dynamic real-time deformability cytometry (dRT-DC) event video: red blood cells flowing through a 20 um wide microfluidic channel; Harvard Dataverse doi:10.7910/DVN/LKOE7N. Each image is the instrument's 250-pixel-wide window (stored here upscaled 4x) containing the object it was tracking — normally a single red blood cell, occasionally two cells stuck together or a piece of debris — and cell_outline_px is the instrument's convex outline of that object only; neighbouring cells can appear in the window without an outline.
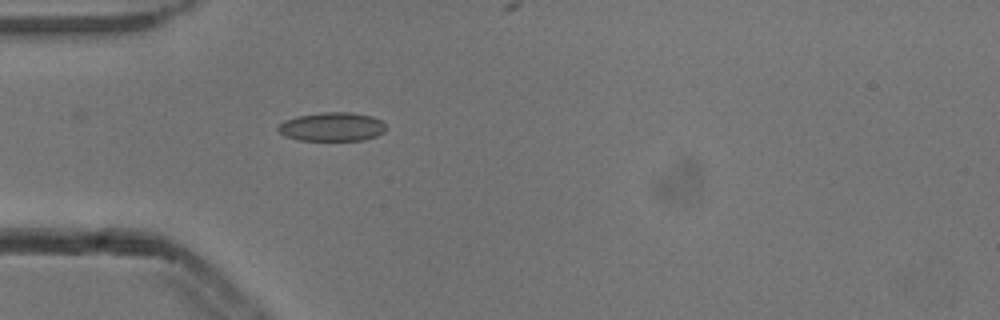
{"species": "common noctule bat (a hibernating species)", "species_latin": "Nyctalus noctula", "temperature_condition": "cold", "stored_images_in_passage": 2, "camera_frame_rate_fps": 3000, "um_per_image_px": 0.085, "animal": {"sex": "male", "body_mass_g": 13.3}, "frame": {"image": 1, "passage_image": 2, "time_ms": 0.333, "image_size_px": [1000, 320], "cell_outline_px": [[388, 128], [384, 132], [376, 136], [364, 140], [300, 140], [284, 136], [276, 128], [284, 120], [296, 116], [320, 112], [352, 112], [372, 116], [380, 120]], "centroid_in_image_um": [28.23, 10.77], "position_along_channel_um": 56.8, "area_um2": 18.26}}